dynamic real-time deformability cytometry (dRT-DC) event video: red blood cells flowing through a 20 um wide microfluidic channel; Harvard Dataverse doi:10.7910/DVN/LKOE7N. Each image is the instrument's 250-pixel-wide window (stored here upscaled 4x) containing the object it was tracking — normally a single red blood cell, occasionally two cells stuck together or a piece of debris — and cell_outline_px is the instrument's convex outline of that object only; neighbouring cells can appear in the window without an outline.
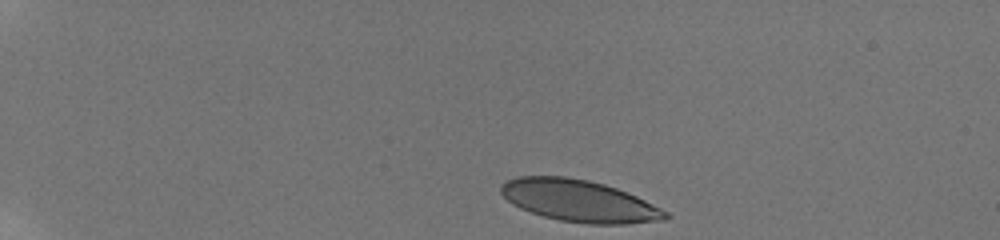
{"species": "human", "species_latin": "Homo sapiens", "temperature_condition": "room temperature", "stored_images_in_passage": 40, "camera_frame_rate_fps": 3000, "um_per_image_px": 0.085, "donor": {"sex": "male"}, "frame": {"image": 1, "passage_image": 1, "time_ms": 0.0, "image_size_px": [1000, 240], "cell_outline_px": [[672, 216], [664, 220], [624, 224], [588, 224], [560, 220], [544, 216], [520, 208], [512, 204], [500, 192], [500, 184], [516, 176], [564, 176], [588, 180], [604, 184], [616, 188], [636, 196], [668, 212]], "centroid_in_image_um": [49.22, 17.07], "position_along_channel_um": 35.8, "area_um2": 40.0}}
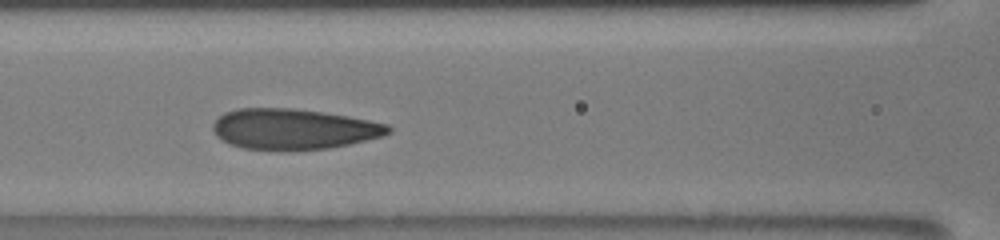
{"frame": {"image": 2, "passage_image": 17, "time_ms": 5.333, "image_size_px": [1000, 240], "cell_outline_px": [[392, 132], [384, 136], [348, 144], [328, 148], [244, 148], [228, 144], [216, 136], [212, 132], [212, 124], [224, 112], [236, 108], [296, 108], [348, 116], [388, 124], [392, 128]], "centroid_in_image_um": [24.94, 10.93], "position_along_channel_um": 141.7, "area_um2": 40.98}}
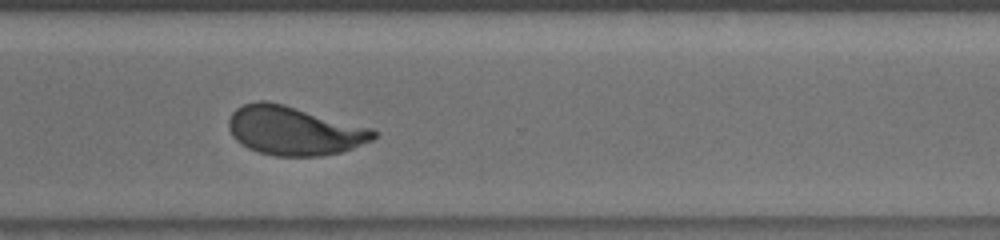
{"frame": {"image": 3, "passage_image": 33, "time_ms": 10.667, "image_size_px": [1000, 240], "cell_outline_px": [[376, 136], [372, 140], [344, 152], [320, 156], [276, 156], [260, 152], [248, 148], [236, 140], [232, 136], [228, 128], [228, 120], [232, 112], [236, 108], [244, 104], [256, 100], [268, 100], [284, 104], [376, 128]], "centroid_in_image_um": [25.03, 11.09], "position_along_channel_um": 345.6, "area_um2": 41.85}, "authors_computed_cell_mechanics": {"area_um2": 41.2981, "velocity_mm_per_s": 3.8292, "shape_relaxation_time_tau1_ms": 4.8939, "shape_relaxation_time_tau2_ms": 0.6879, "deformation_change_tau1": 0.1719, "deformation_change_tau2": 0.0785}}